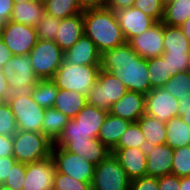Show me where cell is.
Returning a JSON list of instances; mask_svg holds the SVG:
<instances>
[{
  "mask_svg": "<svg viewBox=\"0 0 190 190\" xmlns=\"http://www.w3.org/2000/svg\"><path fill=\"white\" fill-rule=\"evenodd\" d=\"M65 149L68 152L84 157L95 166L111 153V150H109L98 138H86V140L72 141Z\"/></svg>",
  "mask_w": 190,
  "mask_h": 190,
  "instance_id": "7402d4cb",
  "label": "cell"
},
{
  "mask_svg": "<svg viewBox=\"0 0 190 190\" xmlns=\"http://www.w3.org/2000/svg\"><path fill=\"white\" fill-rule=\"evenodd\" d=\"M108 113L104 109L86 104L73 119H69L54 145L65 148L72 141L97 138Z\"/></svg>",
  "mask_w": 190,
  "mask_h": 190,
  "instance_id": "3957f363",
  "label": "cell"
},
{
  "mask_svg": "<svg viewBox=\"0 0 190 190\" xmlns=\"http://www.w3.org/2000/svg\"><path fill=\"white\" fill-rule=\"evenodd\" d=\"M51 157L57 172L69 175L81 182L92 183L95 165L84 157L68 152L65 148L57 147L54 144Z\"/></svg>",
  "mask_w": 190,
  "mask_h": 190,
  "instance_id": "30bf717a",
  "label": "cell"
},
{
  "mask_svg": "<svg viewBox=\"0 0 190 190\" xmlns=\"http://www.w3.org/2000/svg\"><path fill=\"white\" fill-rule=\"evenodd\" d=\"M0 38L15 56L28 55L38 40L35 27L14 21L0 25Z\"/></svg>",
  "mask_w": 190,
  "mask_h": 190,
  "instance_id": "8fae6325",
  "label": "cell"
},
{
  "mask_svg": "<svg viewBox=\"0 0 190 190\" xmlns=\"http://www.w3.org/2000/svg\"><path fill=\"white\" fill-rule=\"evenodd\" d=\"M187 146L190 148V137H189V141H188V145Z\"/></svg>",
  "mask_w": 190,
  "mask_h": 190,
  "instance_id": "94428289",
  "label": "cell"
},
{
  "mask_svg": "<svg viewBox=\"0 0 190 190\" xmlns=\"http://www.w3.org/2000/svg\"><path fill=\"white\" fill-rule=\"evenodd\" d=\"M101 53L85 34L67 51L64 59L74 65H100Z\"/></svg>",
  "mask_w": 190,
  "mask_h": 190,
  "instance_id": "ffe728a7",
  "label": "cell"
},
{
  "mask_svg": "<svg viewBox=\"0 0 190 190\" xmlns=\"http://www.w3.org/2000/svg\"><path fill=\"white\" fill-rule=\"evenodd\" d=\"M69 119L54 107L45 109L42 120V133L54 143L63 133Z\"/></svg>",
  "mask_w": 190,
  "mask_h": 190,
  "instance_id": "83f0119b",
  "label": "cell"
},
{
  "mask_svg": "<svg viewBox=\"0 0 190 190\" xmlns=\"http://www.w3.org/2000/svg\"><path fill=\"white\" fill-rule=\"evenodd\" d=\"M133 7L143 11L156 22H162L164 15V2L162 0H135Z\"/></svg>",
  "mask_w": 190,
  "mask_h": 190,
  "instance_id": "f35d334b",
  "label": "cell"
},
{
  "mask_svg": "<svg viewBox=\"0 0 190 190\" xmlns=\"http://www.w3.org/2000/svg\"><path fill=\"white\" fill-rule=\"evenodd\" d=\"M26 173V164L16 161L10 170L9 176H7L4 182L5 186H8L12 190H22Z\"/></svg>",
  "mask_w": 190,
  "mask_h": 190,
  "instance_id": "b9f144b4",
  "label": "cell"
},
{
  "mask_svg": "<svg viewBox=\"0 0 190 190\" xmlns=\"http://www.w3.org/2000/svg\"><path fill=\"white\" fill-rule=\"evenodd\" d=\"M40 3H42L43 5H45L49 0H38Z\"/></svg>",
  "mask_w": 190,
  "mask_h": 190,
  "instance_id": "91938a15",
  "label": "cell"
},
{
  "mask_svg": "<svg viewBox=\"0 0 190 190\" xmlns=\"http://www.w3.org/2000/svg\"><path fill=\"white\" fill-rule=\"evenodd\" d=\"M100 71V65H74L65 59L52 80L58 89L72 90L87 95Z\"/></svg>",
  "mask_w": 190,
  "mask_h": 190,
  "instance_id": "5b68a950",
  "label": "cell"
},
{
  "mask_svg": "<svg viewBox=\"0 0 190 190\" xmlns=\"http://www.w3.org/2000/svg\"><path fill=\"white\" fill-rule=\"evenodd\" d=\"M163 88L177 100L190 98V73L184 71L173 75Z\"/></svg>",
  "mask_w": 190,
  "mask_h": 190,
  "instance_id": "836d02e7",
  "label": "cell"
},
{
  "mask_svg": "<svg viewBox=\"0 0 190 190\" xmlns=\"http://www.w3.org/2000/svg\"><path fill=\"white\" fill-rule=\"evenodd\" d=\"M161 56L167 60L172 76L188 70L190 53H163Z\"/></svg>",
  "mask_w": 190,
  "mask_h": 190,
  "instance_id": "ab89813d",
  "label": "cell"
},
{
  "mask_svg": "<svg viewBox=\"0 0 190 190\" xmlns=\"http://www.w3.org/2000/svg\"><path fill=\"white\" fill-rule=\"evenodd\" d=\"M164 24L157 22L138 36L132 37L128 43L134 52L145 59L160 57L164 52Z\"/></svg>",
  "mask_w": 190,
  "mask_h": 190,
  "instance_id": "5bb4252c",
  "label": "cell"
},
{
  "mask_svg": "<svg viewBox=\"0 0 190 190\" xmlns=\"http://www.w3.org/2000/svg\"><path fill=\"white\" fill-rule=\"evenodd\" d=\"M189 73H190V62H189V67H188V70H187Z\"/></svg>",
  "mask_w": 190,
  "mask_h": 190,
  "instance_id": "6125c7cd",
  "label": "cell"
},
{
  "mask_svg": "<svg viewBox=\"0 0 190 190\" xmlns=\"http://www.w3.org/2000/svg\"><path fill=\"white\" fill-rule=\"evenodd\" d=\"M14 3H20V2H26V1H31V0H13Z\"/></svg>",
  "mask_w": 190,
  "mask_h": 190,
  "instance_id": "680465c9",
  "label": "cell"
},
{
  "mask_svg": "<svg viewBox=\"0 0 190 190\" xmlns=\"http://www.w3.org/2000/svg\"><path fill=\"white\" fill-rule=\"evenodd\" d=\"M179 101L163 87L153 88L146 94L145 114L167 122L178 117Z\"/></svg>",
  "mask_w": 190,
  "mask_h": 190,
  "instance_id": "4fadbf2b",
  "label": "cell"
},
{
  "mask_svg": "<svg viewBox=\"0 0 190 190\" xmlns=\"http://www.w3.org/2000/svg\"><path fill=\"white\" fill-rule=\"evenodd\" d=\"M108 0H80V5L83 10L105 8Z\"/></svg>",
  "mask_w": 190,
  "mask_h": 190,
  "instance_id": "f907efd6",
  "label": "cell"
},
{
  "mask_svg": "<svg viewBox=\"0 0 190 190\" xmlns=\"http://www.w3.org/2000/svg\"><path fill=\"white\" fill-rule=\"evenodd\" d=\"M146 95L127 91L125 95L111 106L110 114L130 122H137L145 114Z\"/></svg>",
  "mask_w": 190,
  "mask_h": 190,
  "instance_id": "d6986e66",
  "label": "cell"
},
{
  "mask_svg": "<svg viewBox=\"0 0 190 190\" xmlns=\"http://www.w3.org/2000/svg\"><path fill=\"white\" fill-rule=\"evenodd\" d=\"M146 176L162 177L171 174L173 149L166 143L155 145L153 147L146 146Z\"/></svg>",
  "mask_w": 190,
  "mask_h": 190,
  "instance_id": "e0dca14e",
  "label": "cell"
},
{
  "mask_svg": "<svg viewBox=\"0 0 190 190\" xmlns=\"http://www.w3.org/2000/svg\"><path fill=\"white\" fill-rule=\"evenodd\" d=\"M44 5L38 0L14 3L10 21L35 27L44 16Z\"/></svg>",
  "mask_w": 190,
  "mask_h": 190,
  "instance_id": "603a6c76",
  "label": "cell"
},
{
  "mask_svg": "<svg viewBox=\"0 0 190 190\" xmlns=\"http://www.w3.org/2000/svg\"><path fill=\"white\" fill-rule=\"evenodd\" d=\"M190 18V0H169L164 3L162 23L179 27Z\"/></svg>",
  "mask_w": 190,
  "mask_h": 190,
  "instance_id": "f1b7e54d",
  "label": "cell"
},
{
  "mask_svg": "<svg viewBox=\"0 0 190 190\" xmlns=\"http://www.w3.org/2000/svg\"><path fill=\"white\" fill-rule=\"evenodd\" d=\"M18 131L17 123L8 103L0 108V135L13 136Z\"/></svg>",
  "mask_w": 190,
  "mask_h": 190,
  "instance_id": "60d3db41",
  "label": "cell"
},
{
  "mask_svg": "<svg viewBox=\"0 0 190 190\" xmlns=\"http://www.w3.org/2000/svg\"><path fill=\"white\" fill-rule=\"evenodd\" d=\"M129 190H158V178L143 176L130 181Z\"/></svg>",
  "mask_w": 190,
  "mask_h": 190,
  "instance_id": "7bdbcfd3",
  "label": "cell"
},
{
  "mask_svg": "<svg viewBox=\"0 0 190 190\" xmlns=\"http://www.w3.org/2000/svg\"><path fill=\"white\" fill-rule=\"evenodd\" d=\"M58 87L52 79L38 80L32 98L42 108H51L57 98Z\"/></svg>",
  "mask_w": 190,
  "mask_h": 190,
  "instance_id": "d6a6232c",
  "label": "cell"
},
{
  "mask_svg": "<svg viewBox=\"0 0 190 190\" xmlns=\"http://www.w3.org/2000/svg\"><path fill=\"white\" fill-rule=\"evenodd\" d=\"M13 6V0H0V25H3L10 21Z\"/></svg>",
  "mask_w": 190,
  "mask_h": 190,
  "instance_id": "f6af8a7d",
  "label": "cell"
},
{
  "mask_svg": "<svg viewBox=\"0 0 190 190\" xmlns=\"http://www.w3.org/2000/svg\"><path fill=\"white\" fill-rule=\"evenodd\" d=\"M6 104V101L4 98L0 97V108Z\"/></svg>",
  "mask_w": 190,
  "mask_h": 190,
  "instance_id": "6f0895ef",
  "label": "cell"
},
{
  "mask_svg": "<svg viewBox=\"0 0 190 190\" xmlns=\"http://www.w3.org/2000/svg\"><path fill=\"white\" fill-rule=\"evenodd\" d=\"M147 146L153 147L166 143V122L143 114L137 121Z\"/></svg>",
  "mask_w": 190,
  "mask_h": 190,
  "instance_id": "484cf974",
  "label": "cell"
},
{
  "mask_svg": "<svg viewBox=\"0 0 190 190\" xmlns=\"http://www.w3.org/2000/svg\"><path fill=\"white\" fill-rule=\"evenodd\" d=\"M127 91L122 81L100 69L97 81L86 95L87 104L109 111Z\"/></svg>",
  "mask_w": 190,
  "mask_h": 190,
  "instance_id": "ba28073f",
  "label": "cell"
},
{
  "mask_svg": "<svg viewBox=\"0 0 190 190\" xmlns=\"http://www.w3.org/2000/svg\"><path fill=\"white\" fill-rule=\"evenodd\" d=\"M100 69L122 81L128 91L146 95L152 90L147 59L137 55L128 42L102 52Z\"/></svg>",
  "mask_w": 190,
  "mask_h": 190,
  "instance_id": "6da1fadb",
  "label": "cell"
},
{
  "mask_svg": "<svg viewBox=\"0 0 190 190\" xmlns=\"http://www.w3.org/2000/svg\"><path fill=\"white\" fill-rule=\"evenodd\" d=\"M45 13L55 18L64 19L83 13L80 0H49L44 5Z\"/></svg>",
  "mask_w": 190,
  "mask_h": 190,
  "instance_id": "1f68e13d",
  "label": "cell"
},
{
  "mask_svg": "<svg viewBox=\"0 0 190 190\" xmlns=\"http://www.w3.org/2000/svg\"><path fill=\"white\" fill-rule=\"evenodd\" d=\"M135 0H108L105 8L114 12L133 7Z\"/></svg>",
  "mask_w": 190,
  "mask_h": 190,
  "instance_id": "c3c4849f",
  "label": "cell"
},
{
  "mask_svg": "<svg viewBox=\"0 0 190 190\" xmlns=\"http://www.w3.org/2000/svg\"><path fill=\"white\" fill-rule=\"evenodd\" d=\"M1 69L8 79V89L5 96L6 103L20 96H32L38 79L33 71L29 55H13Z\"/></svg>",
  "mask_w": 190,
  "mask_h": 190,
  "instance_id": "277c9868",
  "label": "cell"
},
{
  "mask_svg": "<svg viewBox=\"0 0 190 190\" xmlns=\"http://www.w3.org/2000/svg\"><path fill=\"white\" fill-rule=\"evenodd\" d=\"M115 14L127 42L132 37L138 36L157 23L143 11L134 7L117 11Z\"/></svg>",
  "mask_w": 190,
  "mask_h": 190,
  "instance_id": "2e32d148",
  "label": "cell"
},
{
  "mask_svg": "<svg viewBox=\"0 0 190 190\" xmlns=\"http://www.w3.org/2000/svg\"><path fill=\"white\" fill-rule=\"evenodd\" d=\"M178 114L190 126V98L179 99Z\"/></svg>",
  "mask_w": 190,
  "mask_h": 190,
  "instance_id": "681fc988",
  "label": "cell"
},
{
  "mask_svg": "<svg viewBox=\"0 0 190 190\" xmlns=\"http://www.w3.org/2000/svg\"><path fill=\"white\" fill-rule=\"evenodd\" d=\"M7 89H8V79L3 74L2 69L0 68V97L5 99Z\"/></svg>",
  "mask_w": 190,
  "mask_h": 190,
  "instance_id": "f5cc1de1",
  "label": "cell"
},
{
  "mask_svg": "<svg viewBox=\"0 0 190 190\" xmlns=\"http://www.w3.org/2000/svg\"><path fill=\"white\" fill-rule=\"evenodd\" d=\"M84 35L83 13L61 19L55 42L65 52Z\"/></svg>",
  "mask_w": 190,
  "mask_h": 190,
  "instance_id": "44dd1931",
  "label": "cell"
},
{
  "mask_svg": "<svg viewBox=\"0 0 190 190\" xmlns=\"http://www.w3.org/2000/svg\"><path fill=\"white\" fill-rule=\"evenodd\" d=\"M111 153L130 180L146 176L147 156L144 148H113Z\"/></svg>",
  "mask_w": 190,
  "mask_h": 190,
  "instance_id": "ac0fdd59",
  "label": "cell"
},
{
  "mask_svg": "<svg viewBox=\"0 0 190 190\" xmlns=\"http://www.w3.org/2000/svg\"><path fill=\"white\" fill-rule=\"evenodd\" d=\"M147 146L146 139L137 122H132L128 129L121 135L114 148H144Z\"/></svg>",
  "mask_w": 190,
  "mask_h": 190,
  "instance_id": "e575fe53",
  "label": "cell"
},
{
  "mask_svg": "<svg viewBox=\"0 0 190 190\" xmlns=\"http://www.w3.org/2000/svg\"><path fill=\"white\" fill-rule=\"evenodd\" d=\"M147 66L152 89L163 87L172 77L167 60H164L162 56L147 59Z\"/></svg>",
  "mask_w": 190,
  "mask_h": 190,
  "instance_id": "4dcf8cb0",
  "label": "cell"
},
{
  "mask_svg": "<svg viewBox=\"0 0 190 190\" xmlns=\"http://www.w3.org/2000/svg\"><path fill=\"white\" fill-rule=\"evenodd\" d=\"M190 137V126L181 117H173L166 122V144L171 149L185 147Z\"/></svg>",
  "mask_w": 190,
  "mask_h": 190,
  "instance_id": "4316f807",
  "label": "cell"
},
{
  "mask_svg": "<svg viewBox=\"0 0 190 190\" xmlns=\"http://www.w3.org/2000/svg\"><path fill=\"white\" fill-rule=\"evenodd\" d=\"M16 162L13 156L0 158V184H4L9 176L12 165Z\"/></svg>",
  "mask_w": 190,
  "mask_h": 190,
  "instance_id": "bcb514c9",
  "label": "cell"
},
{
  "mask_svg": "<svg viewBox=\"0 0 190 190\" xmlns=\"http://www.w3.org/2000/svg\"><path fill=\"white\" fill-rule=\"evenodd\" d=\"M60 22L61 19L55 18L48 13H44L41 22L35 26L37 39L55 41Z\"/></svg>",
  "mask_w": 190,
  "mask_h": 190,
  "instance_id": "8d00e7d4",
  "label": "cell"
},
{
  "mask_svg": "<svg viewBox=\"0 0 190 190\" xmlns=\"http://www.w3.org/2000/svg\"><path fill=\"white\" fill-rule=\"evenodd\" d=\"M163 53H190V41L180 27L164 24Z\"/></svg>",
  "mask_w": 190,
  "mask_h": 190,
  "instance_id": "f546056e",
  "label": "cell"
},
{
  "mask_svg": "<svg viewBox=\"0 0 190 190\" xmlns=\"http://www.w3.org/2000/svg\"><path fill=\"white\" fill-rule=\"evenodd\" d=\"M13 156L12 136L0 135V158Z\"/></svg>",
  "mask_w": 190,
  "mask_h": 190,
  "instance_id": "7dc6e473",
  "label": "cell"
},
{
  "mask_svg": "<svg viewBox=\"0 0 190 190\" xmlns=\"http://www.w3.org/2000/svg\"><path fill=\"white\" fill-rule=\"evenodd\" d=\"M180 190H190V177L180 178Z\"/></svg>",
  "mask_w": 190,
  "mask_h": 190,
  "instance_id": "11a10c76",
  "label": "cell"
},
{
  "mask_svg": "<svg viewBox=\"0 0 190 190\" xmlns=\"http://www.w3.org/2000/svg\"><path fill=\"white\" fill-rule=\"evenodd\" d=\"M13 157L23 164L51 157L53 142L42 132L20 131L12 136Z\"/></svg>",
  "mask_w": 190,
  "mask_h": 190,
  "instance_id": "8992f818",
  "label": "cell"
},
{
  "mask_svg": "<svg viewBox=\"0 0 190 190\" xmlns=\"http://www.w3.org/2000/svg\"><path fill=\"white\" fill-rule=\"evenodd\" d=\"M130 181L117 158L110 153L95 166L91 187L92 190H129Z\"/></svg>",
  "mask_w": 190,
  "mask_h": 190,
  "instance_id": "9c48e42d",
  "label": "cell"
},
{
  "mask_svg": "<svg viewBox=\"0 0 190 190\" xmlns=\"http://www.w3.org/2000/svg\"><path fill=\"white\" fill-rule=\"evenodd\" d=\"M132 122L108 113L101 126L97 138L109 149L112 150L118 143L121 135L128 129Z\"/></svg>",
  "mask_w": 190,
  "mask_h": 190,
  "instance_id": "cb8c5ba5",
  "label": "cell"
},
{
  "mask_svg": "<svg viewBox=\"0 0 190 190\" xmlns=\"http://www.w3.org/2000/svg\"><path fill=\"white\" fill-rule=\"evenodd\" d=\"M0 190H12L8 186H5L4 184H0Z\"/></svg>",
  "mask_w": 190,
  "mask_h": 190,
  "instance_id": "9f6ffc18",
  "label": "cell"
},
{
  "mask_svg": "<svg viewBox=\"0 0 190 190\" xmlns=\"http://www.w3.org/2000/svg\"><path fill=\"white\" fill-rule=\"evenodd\" d=\"M28 55L38 80L52 79L64 60V51L51 40H37Z\"/></svg>",
  "mask_w": 190,
  "mask_h": 190,
  "instance_id": "52a82bcc",
  "label": "cell"
},
{
  "mask_svg": "<svg viewBox=\"0 0 190 190\" xmlns=\"http://www.w3.org/2000/svg\"><path fill=\"white\" fill-rule=\"evenodd\" d=\"M12 56V52L8 49L7 45L0 38V68L6 65Z\"/></svg>",
  "mask_w": 190,
  "mask_h": 190,
  "instance_id": "816d5d0a",
  "label": "cell"
},
{
  "mask_svg": "<svg viewBox=\"0 0 190 190\" xmlns=\"http://www.w3.org/2000/svg\"><path fill=\"white\" fill-rule=\"evenodd\" d=\"M87 104V98L72 90L58 89L57 98L53 107L65 116L73 119Z\"/></svg>",
  "mask_w": 190,
  "mask_h": 190,
  "instance_id": "d4e9b609",
  "label": "cell"
},
{
  "mask_svg": "<svg viewBox=\"0 0 190 190\" xmlns=\"http://www.w3.org/2000/svg\"><path fill=\"white\" fill-rule=\"evenodd\" d=\"M55 172L52 157L26 164L22 190H51Z\"/></svg>",
  "mask_w": 190,
  "mask_h": 190,
  "instance_id": "9a60e30c",
  "label": "cell"
},
{
  "mask_svg": "<svg viewBox=\"0 0 190 190\" xmlns=\"http://www.w3.org/2000/svg\"><path fill=\"white\" fill-rule=\"evenodd\" d=\"M171 174L179 178L190 177V148L188 146L173 149Z\"/></svg>",
  "mask_w": 190,
  "mask_h": 190,
  "instance_id": "d590c367",
  "label": "cell"
},
{
  "mask_svg": "<svg viewBox=\"0 0 190 190\" xmlns=\"http://www.w3.org/2000/svg\"><path fill=\"white\" fill-rule=\"evenodd\" d=\"M158 190H180V178L173 174L159 177Z\"/></svg>",
  "mask_w": 190,
  "mask_h": 190,
  "instance_id": "ee69618b",
  "label": "cell"
},
{
  "mask_svg": "<svg viewBox=\"0 0 190 190\" xmlns=\"http://www.w3.org/2000/svg\"><path fill=\"white\" fill-rule=\"evenodd\" d=\"M91 184L78 181L57 171L54 174L53 188L56 190H92Z\"/></svg>",
  "mask_w": 190,
  "mask_h": 190,
  "instance_id": "74e56055",
  "label": "cell"
},
{
  "mask_svg": "<svg viewBox=\"0 0 190 190\" xmlns=\"http://www.w3.org/2000/svg\"><path fill=\"white\" fill-rule=\"evenodd\" d=\"M84 34L102 53L126 43L114 11L107 8L86 9L83 11Z\"/></svg>",
  "mask_w": 190,
  "mask_h": 190,
  "instance_id": "7a4b0ae2",
  "label": "cell"
},
{
  "mask_svg": "<svg viewBox=\"0 0 190 190\" xmlns=\"http://www.w3.org/2000/svg\"><path fill=\"white\" fill-rule=\"evenodd\" d=\"M8 105L13 112L18 130L42 132L45 108L38 105L32 96H20L8 102Z\"/></svg>",
  "mask_w": 190,
  "mask_h": 190,
  "instance_id": "7c38bea8",
  "label": "cell"
},
{
  "mask_svg": "<svg viewBox=\"0 0 190 190\" xmlns=\"http://www.w3.org/2000/svg\"><path fill=\"white\" fill-rule=\"evenodd\" d=\"M179 27L182 30L183 34L190 41V18H188L185 22H183Z\"/></svg>",
  "mask_w": 190,
  "mask_h": 190,
  "instance_id": "db71d44e",
  "label": "cell"
}]
</instances>
